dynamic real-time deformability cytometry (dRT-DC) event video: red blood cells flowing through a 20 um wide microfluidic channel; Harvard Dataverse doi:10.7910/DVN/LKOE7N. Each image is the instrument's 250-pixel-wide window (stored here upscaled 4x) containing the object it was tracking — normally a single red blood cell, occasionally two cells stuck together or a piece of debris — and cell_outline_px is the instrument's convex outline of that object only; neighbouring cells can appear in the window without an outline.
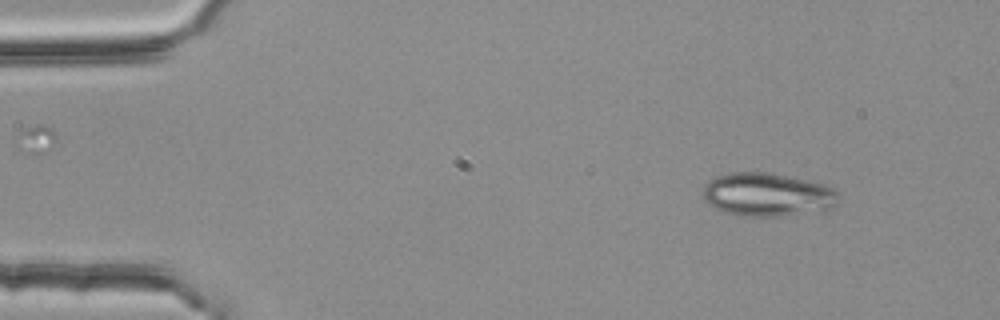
{"species": "common noctule bat (a hibernating species)", "species_latin": "Nyctalus noctula", "temperature_condition": "room temperature", "stored_images_in_passage": 3, "camera_frame_rate_fps": 3000, "um_per_image_px": 0.085, "animal": {"sex": "female", "body_mass_g": 25.1}, "frame": {"image": 1, "passage_image": 3, "time_ms": 0.667, "image_size_px": [1000, 320], "cell_outline_px": [[840, 196], [836, 204], [824, 212], [776, 216], [748, 216], [724, 212], [708, 204], [704, 200], [704, 188], [708, 180], [716, 176], [732, 172], [764, 172], [824, 184], [840, 192]], "centroid_in_image_um": [65.27, 16.56], "position_along_channel_um": 19.7, "area_um2": 34.33}}